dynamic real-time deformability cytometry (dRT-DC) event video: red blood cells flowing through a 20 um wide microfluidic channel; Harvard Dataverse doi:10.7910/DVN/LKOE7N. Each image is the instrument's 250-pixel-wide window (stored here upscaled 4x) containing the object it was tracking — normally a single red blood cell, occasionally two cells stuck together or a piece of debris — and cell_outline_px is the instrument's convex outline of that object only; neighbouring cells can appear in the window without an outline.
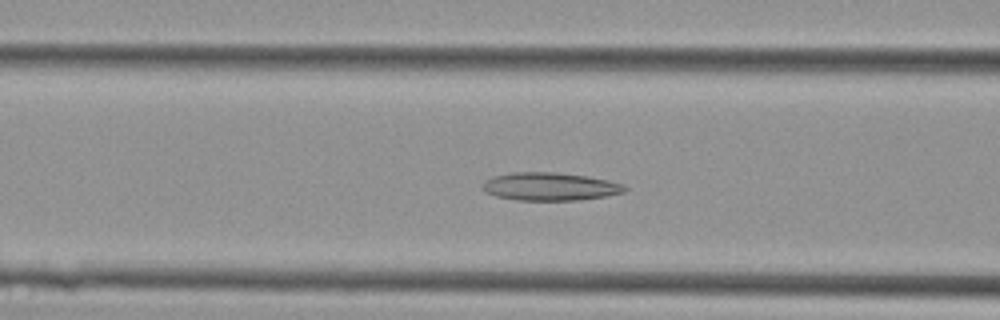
{"species": "Egyptian fruit bat (a non-hibernating species)", "species_latin": "Rousettus aegyptiacus", "temperature_condition": "cold", "stored_images_in_passage": 33, "segment_of_instrument_passage": [1, 2], "camera_frame_rate_fps": 3000, "um_per_image_px": 0.085, "animal": {"sex": "female"}, "frame": {"image": 1, "passage_image": 6, "time_ms": 1.667, "image_size_px": [1000, 320], "cell_outline_px": [[628, 188], [624, 192], [608, 196], [576, 200], [516, 200], [496, 196], [488, 192], [484, 188], [484, 180], [492, 176], [512, 172], [556, 172], [588, 176], [608, 180], [624, 184]], "centroid_in_image_um": [46.79, 15.85], "position_along_channel_um": 119.8, "area_um2": 23.24}}
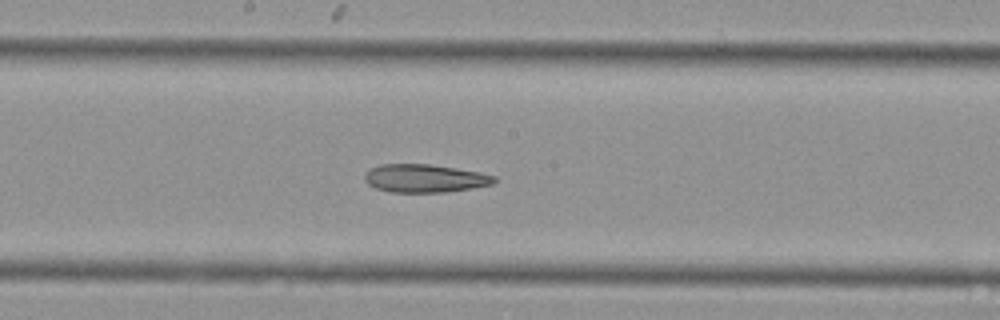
{"frame": {"image": 2, "passage_image": 12, "time_ms": 3.667, "image_size_px": [1000, 320], "cell_outline_px": [[496, 180], [492, 184], [472, 188], [448, 192], [392, 192], [376, 188], [368, 184], [364, 180], [364, 176], [372, 168], [380, 164], [428, 164], [456, 168], [496, 176]], "centroid_in_image_um": [36.1, 15.16], "position_along_channel_um": 212.1, "area_um2": 21.04}}
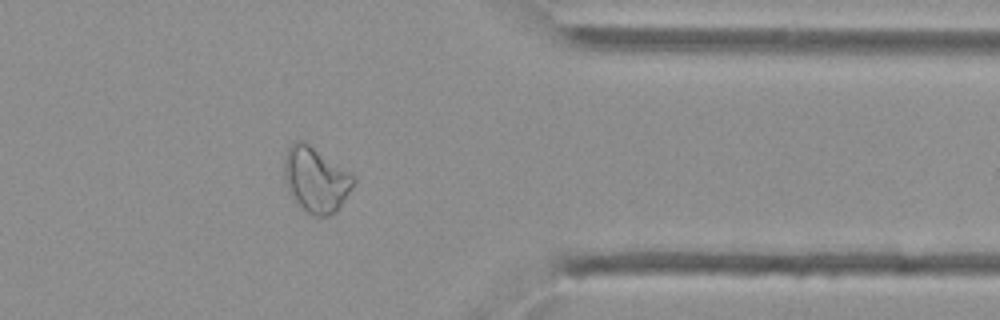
{"frame": {"image": 3, "passage_image": 24, "time_ms": 7.667, "image_size_px": [1000, 320], "cell_outline_px": [[356, 180], [352, 188], [336, 212], [328, 216], [312, 216], [304, 212], [288, 192], [284, 176], [284, 152], [296, 140], [304, 140], [356, 176]], "centroid_in_image_um": [26.83, 15.27], "position_along_channel_um": 384.6, "area_um2": 26.7}}